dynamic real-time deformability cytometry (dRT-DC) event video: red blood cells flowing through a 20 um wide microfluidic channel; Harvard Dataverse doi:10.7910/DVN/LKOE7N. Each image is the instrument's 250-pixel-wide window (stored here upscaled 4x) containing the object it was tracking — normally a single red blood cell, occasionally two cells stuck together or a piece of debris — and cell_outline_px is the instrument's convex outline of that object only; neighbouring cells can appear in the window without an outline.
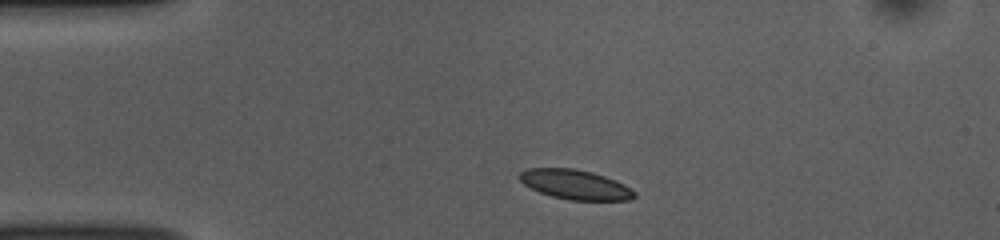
{"species": "common noctule bat (a hibernating species)", "species_latin": "Nyctalus noctula", "temperature_condition": "room temperature", "stored_images_in_passage": 45, "camera_frame_rate_fps": 3000, "um_per_image_px": 0.085, "animal": {"sex": "female", "body_mass_g": 10.0, "forearm_length_mm": 53.1}, "frame": {"image": 1, "passage_image": 3, "time_ms": 0.667, "image_size_px": [1000, 240], "cell_outline_px": [[636, 196], [632, 200], [568, 200], [552, 196], [540, 192], [524, 184], [516, 176], [520, 172], [528, 168], [572, 168], [592, 172], [616, 180], [624, 184], [636, 192]], "centroid_in_image_um": [48.9, 15.68], "position_along_channel_um": 36.1, "area_um2": 19.88}}
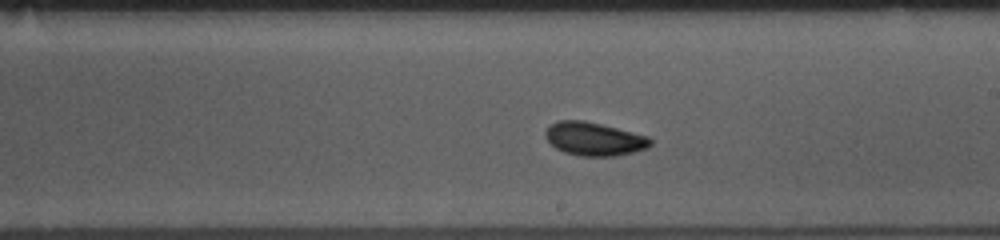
{"frame": {"image": 2, "passage_image": 22, "time_ms": 7.0, "image_size_px": [1000, 240], "cell_outline_px": [[652, 144], [648, 148], [616, 156], [580, 156], [564, 152], [556, 148], [544, 136], [544, 132], [548, 124], [556, 120], [584, 120], [648, 136], [652, 140]], "centroid_in_image_um": [50.47, 11.8], "position_along_channel_um": 238.5, "area_um2": 20.52}}
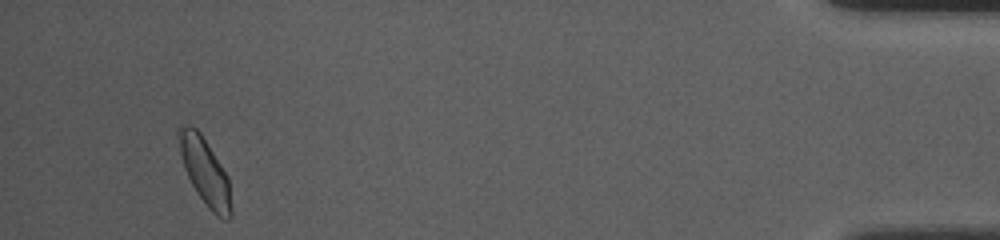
{"frame": {"image": 3, "passage_image": 42, "time_ms": 13.667, "image_size_px": [1000, 240], "cell_outline_px": [[232, 216], [228, 220], [224, 220], [216, 216], [208, 208], [196, 192], [184, 168], [180, 152], [176, 132], [180, 124], [188, 124], [196, 128], [200, 132], [228, 176], [232, 208]], "centroid_in_image_um": [17.42, 14.58], "position_along_channel_um": 417.8, "area_um2": 20.58}, "authors_computed_cell_mechanics": {"area_um2": 19.7098, "velocity_mm_per_s": 3.7515, "shape_relaxation_time_tau1_ms": 3.1197, "shape_relaxation_time_tau2_ms": 1.78, "deformation_change_tau1": 0.0833, "deformation_change_tau2": 0.054}}